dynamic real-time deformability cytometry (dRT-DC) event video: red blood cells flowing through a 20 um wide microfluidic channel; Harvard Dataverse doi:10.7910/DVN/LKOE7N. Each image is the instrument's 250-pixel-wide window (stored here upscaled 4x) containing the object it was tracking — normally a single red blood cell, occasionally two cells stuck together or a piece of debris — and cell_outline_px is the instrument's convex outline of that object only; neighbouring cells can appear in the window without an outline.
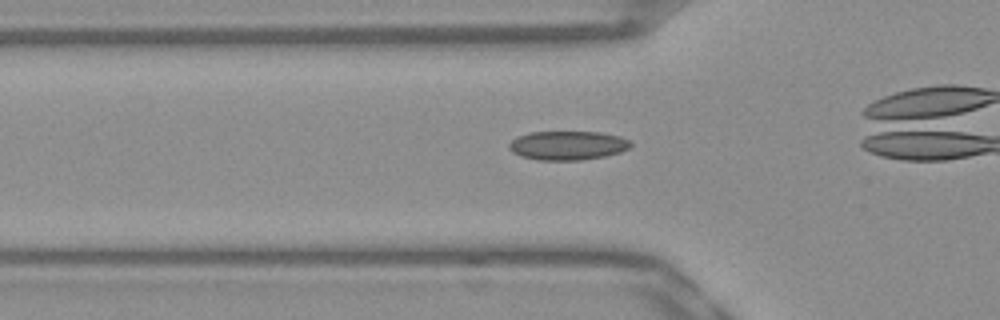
{"species": "Egyptian fruit bat (a non-hibernating species)", "species_latin": "Rousettus aegyptiacus", "temperature_condition": "warm", "stored_images_in_passage": 30, "camera_frame_rate_fps": 3000, "um_per_image_px": 0.085, "frame": {"image": 1, "passage_image": 5, "time_ms": 1.333, "image_size_px": [1000, 320], "cell_outline_px": [[632, 144], [628, 148], [620, 152], [604, 156], [580, 160], [536, 160], [520, 156], [512, 152], [508, 148], [508, 144], [516, 136], [532, 132], [600, 132], [620, 136], [632, 140]], "centroid_in_image_um": [48.24, 12.36], "position_along_channel_um": 77.6, "area_um2": 20.69}}
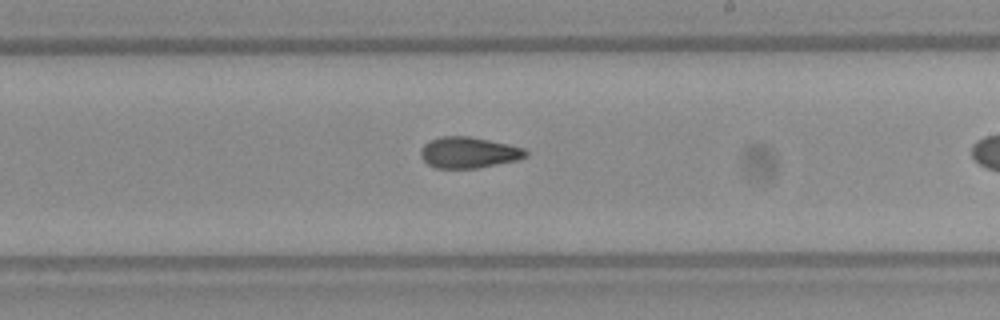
{"frame": {"image": 2, "passage_image": 18, "time_ms": 5.667, "image_size_px": [1000, 320], "cell_outline_px": [[528, 156], [520, 160], [476, 168], [436, 168], [428, 164], [420, 156], [420, 148], [424, 144], [440, 136], [468, 136], [508, 144], [524, 148], [528, 152]], "centroid_in_image_um": [39.85, 12.97], "position_along_channel_um": 249.2, "area_um2": 19.07}}
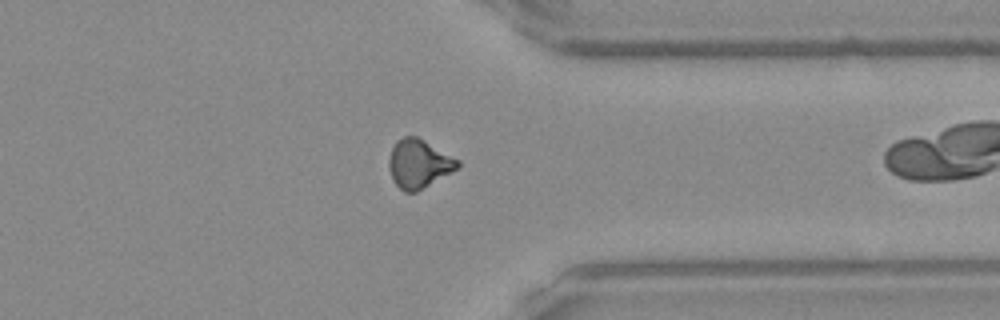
{"frame": {"image": 3, "passage_image": 28, "time_ms": 9.0, "image_size_px": [1000, 320], "cell_outline_px": [[460, 164], [456, 168], [416, 192], [404, 192], [392, 180], [388, 168], [388, 160], [392, 148], [396, 140], [404, 136], [416, 136], [424, 140], [460, 160]], "centroid_in_image_um": [35.55, 13.9], "position_along_channel_um": 375.9, "area_um2": 19.25}}